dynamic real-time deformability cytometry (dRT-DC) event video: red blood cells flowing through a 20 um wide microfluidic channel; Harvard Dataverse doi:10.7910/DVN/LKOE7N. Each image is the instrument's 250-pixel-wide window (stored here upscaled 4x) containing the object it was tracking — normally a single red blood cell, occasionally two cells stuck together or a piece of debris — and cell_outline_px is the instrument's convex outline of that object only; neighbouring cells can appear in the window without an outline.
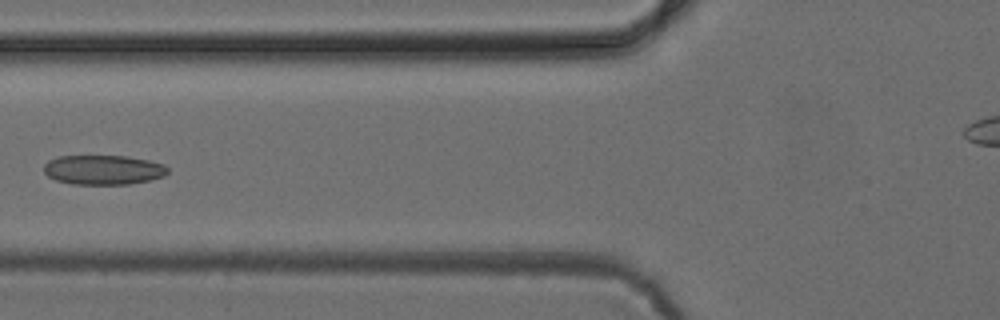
{"species": "common noctule bat (a hibernating species)", "species_latin": "Nyctalus noctula", "temperature_condition": "cold", "stored_images_in_passage": 5, "camera_frame_rate_fps": 3000, "um_per_image_px": 0.085, "animal": {"sex": "female", "body_mass_g": 24.6, "forearm_length_mm": 56.2}, "frame": {"image": 1, "passage_image": 5, "time_ms": 4.667, "image_size_px": [1000, 320], "cell_outline_px": [[168, 172], [164, 176], [152, 180], [128, 184], [72, 184], [56, 180], [48, 176], [44, 172], [44, 164], [48, 160], [60, 156], [128, 156], [148, 160], [164, 164], [168, 168]], "centroid_in_image_um": [8.79, 14.43], "position_along_channel_um": 117.0, "area_um2": 21.44}}